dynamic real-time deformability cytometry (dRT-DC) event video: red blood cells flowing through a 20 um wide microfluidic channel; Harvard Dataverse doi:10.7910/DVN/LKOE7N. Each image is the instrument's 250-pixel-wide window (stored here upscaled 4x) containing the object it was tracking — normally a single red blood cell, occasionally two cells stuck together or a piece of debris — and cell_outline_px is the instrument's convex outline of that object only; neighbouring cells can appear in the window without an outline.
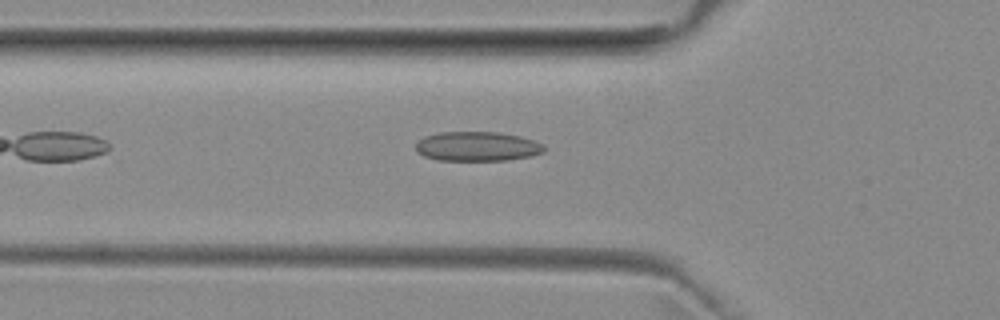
{"species": "common noctule bat (a hibernating species)", "species_latin": "Nyctalus noctula", "temperature_condition": "room temperature", "stored_images_in_passage": 35, "camera_frame_rate_fps": 3000, "um_per_image_px": 0.085, "animal": {"sex": "female", "body_mass_g": 29.2, "forearm_length_mm": 56.3}, "frame": {"image": 1, "passage_image": 3, "time_ms": 0.667, "image_size_px": [1000, 320], "cell_outline_px": [[544, 152], [532, 156], [508, 160], [440, 160], [424, 156], [416, 152], [416, 144], [424, 136], [440, 132], [496, 132], [520, 136], [544, 144]], "centroid_in_image_um": [40.57, 12.44], "position_along_channel_um": 85.2, "area_um2": 22.02}}
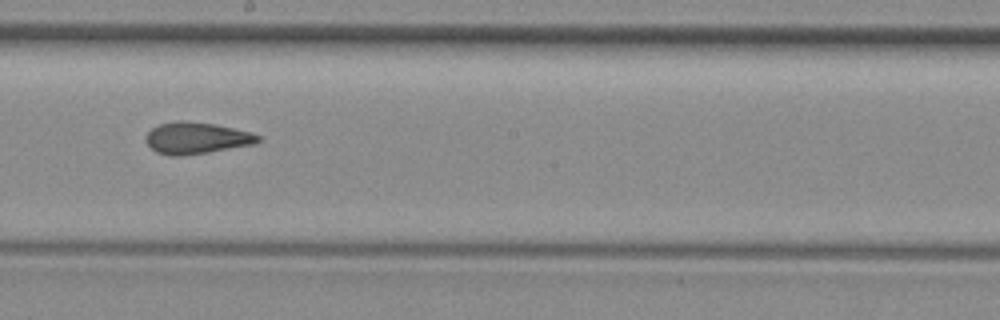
{"frame": {"image": 2, "passage_image": 14, "time_ms": 4.333, "image_size_px": [1000, 320], "cell_outline_px": [[260, 140], [252, 144], [208, 152], [180, 156], [168, 156], [156, 152], [144, 140], [144, 136], [152, 128], [160, 124], [176, 120], [184, 120], [216, 124], [252, 132], [260, 136]], "centroid_in_image_um": [16.66, 11.72], "position_along_channel_um": 231.5, "area_um2": 20.75}}
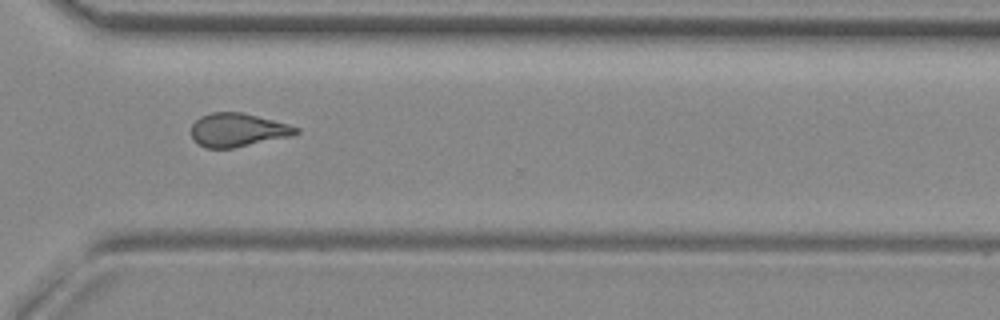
{"frame": {"image": 3, "passage_image": 23, "time_ms": 7.333, "image_size_px": [1000, 320], "cell_outline_px": [[300, 132], [288, 136], [232, 148], [204, 148], [192, 140], [192, 124], [200, 116], [212, 112], [244, 112], [288, 124], [300, 128]], "centroid_in_image_um": [20.17, 11.04], "position_along_channel_um": 350.4, "area_um2": 20.35}, "authors_computed_cell_mechanics": {"area_um2": 20.5768, "velocity_mm_per_s": 3.9757, "shape_relaxation_time_tau1_ms": null, "shape_relaxation_time_tau2_ms": 2.1032, "deformation_change_tau1": null, "deformation_change_tau2": 0.1081}}